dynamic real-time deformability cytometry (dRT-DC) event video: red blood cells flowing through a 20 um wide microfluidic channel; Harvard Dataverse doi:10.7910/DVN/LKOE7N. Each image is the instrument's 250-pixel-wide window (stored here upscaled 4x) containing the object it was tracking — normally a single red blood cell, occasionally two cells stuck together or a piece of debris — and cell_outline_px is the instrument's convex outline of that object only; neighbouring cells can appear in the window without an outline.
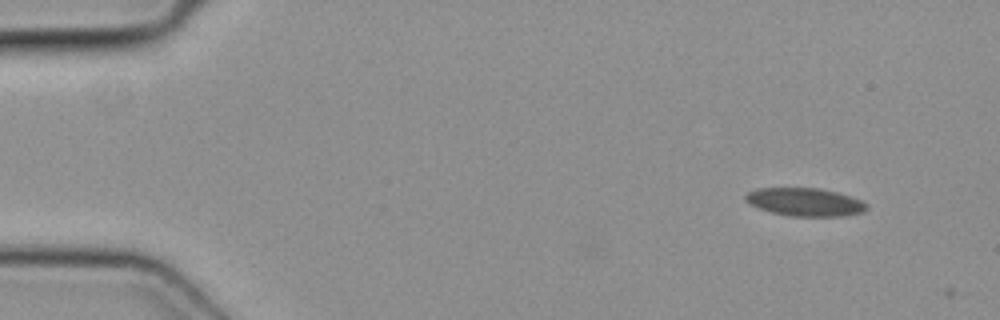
{"species": "common noctule bat (a hibernating species)", "species_latin": "Nyctalus noctula", "temperature_condition": "cold", "stored_images_in_passage": 3, "camera_frame_rate_fps": 3000, "um_per_image_px": 0.085, "animal": {"sex": "female", "body_mass_g": 19.3, "forearm_length_mm": 54.1}, "frame": {"image": 1, "passage_image": 1, "time_ms": 0.0, "image_size_px": [1000, 320], "cell_outline_px": [[868, 208], [864, 212], [840, 216], [792, 216], [772, 212], [760, 208], [744, 200], [744, 196], [748, 192], [756, 188], [820, 188], [836, 192], [860, 200], [868, 204]], "centroid_in_image_um": [68.43, 17.17], "position_along_channel_um": 16.6, "area_um2": 19.65}}